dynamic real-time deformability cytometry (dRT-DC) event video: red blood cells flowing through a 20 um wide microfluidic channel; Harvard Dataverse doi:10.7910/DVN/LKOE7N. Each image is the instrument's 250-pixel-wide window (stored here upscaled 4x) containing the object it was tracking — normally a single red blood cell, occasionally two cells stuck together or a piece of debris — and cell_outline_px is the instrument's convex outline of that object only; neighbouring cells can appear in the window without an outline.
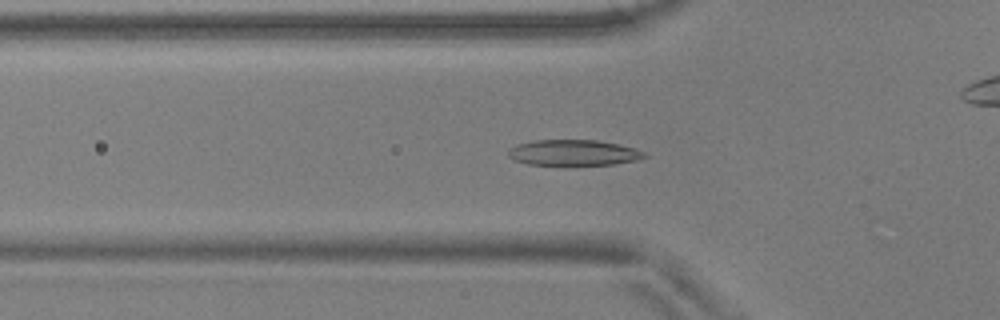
{"species": "common noctule bat (a hibernating species)", "species_latin": "Nyctalus noctula", "temperature_condition": "warm", "stored_images_in_passage": 44, "camera_frame_rate_fps": 3000, "um_per_image_px": 0.085, "animal": {"sex": "male", "body_mass_g": 17.9, "forearm_length_mm": 54.2}, "frame": {"image": 1, "passage_image": 7, "time_ms": 2.0, "image_size_px": [1000, 320], "cell_outline_px": [[648, 156], [640, 160], [612, 164], [528, 164], [512, 160], [508, 156], [508, 148], [516, 144], [532, 140], [596, 140], [636, 148], [644, 152]], "centroid_in_image_um": [48.72, 12.97], "position_along_channel_um": 77.1, "area_um2": 20.4}}
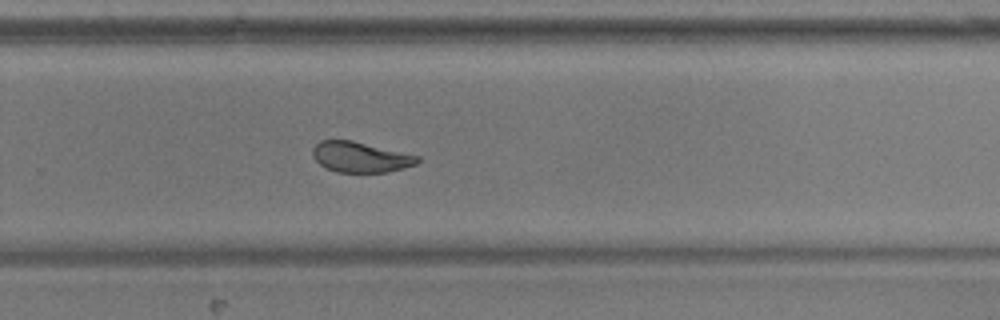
{"frame": {"image": 2, "passage_image": 25, "time_ms": 8.0, "image_size_px": [1000, 320], "cell_outline_px": [[420, 160], [416, 164], [404, 168], [388, 172], [336, 172], [320, 164], [312, 156], [312, 148], [320, 140], [352, 140], [420, 156]], "centroid_in_image_um": [30.64, 13.35], "position_along_channel_um": 299.2, "area_um2": 18.61}}
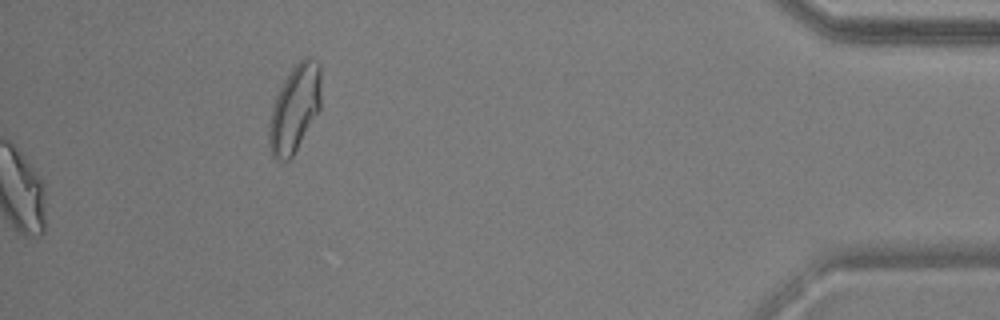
{"frame": {"image": 3, "passage_image": 44, "time_ms": 14.333, "image_size_px": [1000, 320], "cell_outline_px": [[320, 108], [292, 156], [288, 160], [276, 160], [272, 156], [268, 144], [268, 128], [272, 108], [276, 96], [284, 80], [292, 68], [304, 56], [312, 56], [320, 64]], "centroid_in_image_um": [25.04, 9.2], "position_along_channel_um": 410.2, "area_um2": 26.24}, "authors_computed_cell_mechanics": {"area_um2": 20.3456, "velocity_mm_per_s": 3.6892, "shape_relaxation_time_tau1_ms": 4.505, "shape_relaxation_time_tau2_ms": 1.2675, "deformation_change_tau1": 0.1724, "deformation_change_tau2": 0.0578}}